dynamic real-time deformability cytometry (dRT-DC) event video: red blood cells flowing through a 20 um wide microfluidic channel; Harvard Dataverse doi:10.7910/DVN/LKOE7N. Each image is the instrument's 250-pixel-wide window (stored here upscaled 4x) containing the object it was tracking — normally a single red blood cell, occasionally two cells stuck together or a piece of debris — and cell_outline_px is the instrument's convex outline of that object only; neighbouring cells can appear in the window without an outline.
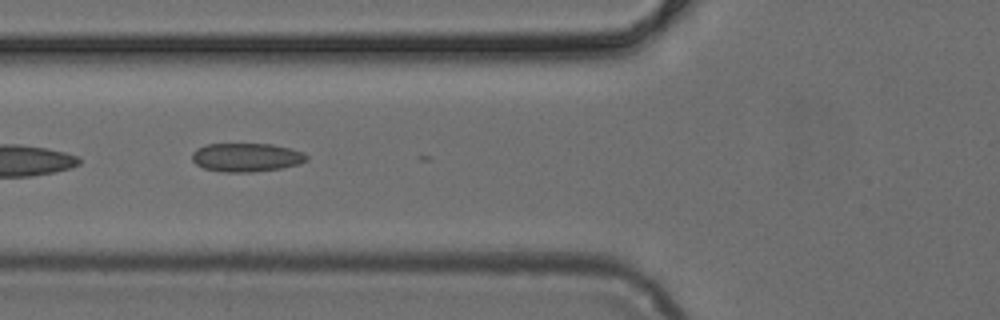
{"species": "common noctule bat (a hibernating species)", "species_latin": "Nyctalus noctula", "temperature_condition": "cold", "stored_images_in_passage": 22, "camera_frame_rate_fps": 3000, "um_per_image_px": 0.085, "animal": {"sex": "female", "body_mass_g": 24.6, "forearm_length_mm": 56.2}, "frame": {"image": 1, "passage_image": 18, "time_ms": 5.667, "image_size_px": [1000, 320], "cell_outline_px": [[308, 160], [300, 164], [280, 168], [252, 172], [224, 172], [204, 168], [196, 164], [192, 160], [192, 152], [196, 148], [204, 144], [272, 144], [304, 152], [308, 156]], "centroid_in_image_um": [20.94, 13.37], "position_along_channel_um": 104.9, "area_um2": 19.19}}
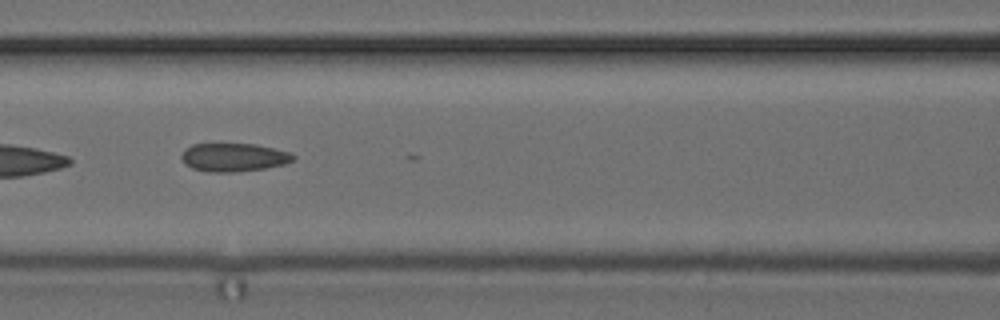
{"frame": {"image": 2, "passage_image": 21, "time_ms": 6.667, "image_size_px": [1000, 320], "cell_outline_px": [[296, 156], [292, 160], [284, 164], [264, 168], [236, 172], [208, 172], [192, 168], [184, 164], [180, 156], [184, 148], [192, 144], [256, 144], [288, 152]], "centroid_in_image_um": [19.8, 13.37], "position_along_channel_um": 146.8, "area_um2": 18.44}}